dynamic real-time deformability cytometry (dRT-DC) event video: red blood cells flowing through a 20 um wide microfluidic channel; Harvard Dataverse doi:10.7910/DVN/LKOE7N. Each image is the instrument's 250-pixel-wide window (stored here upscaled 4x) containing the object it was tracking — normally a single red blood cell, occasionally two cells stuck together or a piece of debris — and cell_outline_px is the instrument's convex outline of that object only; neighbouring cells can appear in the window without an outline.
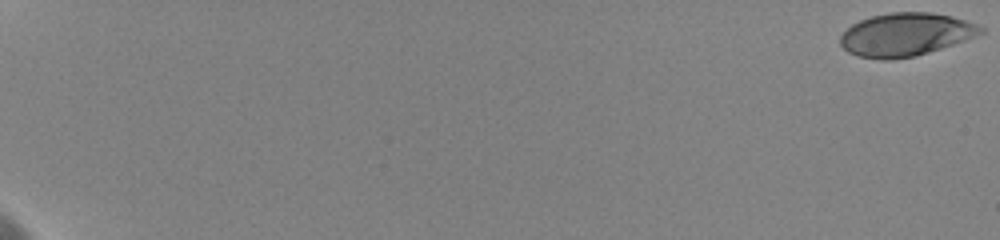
{"species": "human", "species_latin": "Homo sapiens", "temperature_condition": "cold", "stored_images_in_passage": 16, "camera_frame_rate_fps": 3000, "um_per_image_px": 0.085, "donor": {"sex": "female"}, "frame": {"image": 1, "passage_image": 1, "time_ms": 0.0, "image_size_px": [1000, 240], "cell_outline_px": [[984, 32], [952, 44], [916, 56], [888, 60], [880, 60], [856, 56], [848, 52], [840, 44], [840, 36], [852, 24], [860, 20], [872, 16], [892, 12], [932, 12], [952, 16], [976, 24], [984, 28]], "centroid_in_image_um": [76.94, 2.94], "position_along_channel_um": 8.1, "area_um2": 35.03}}
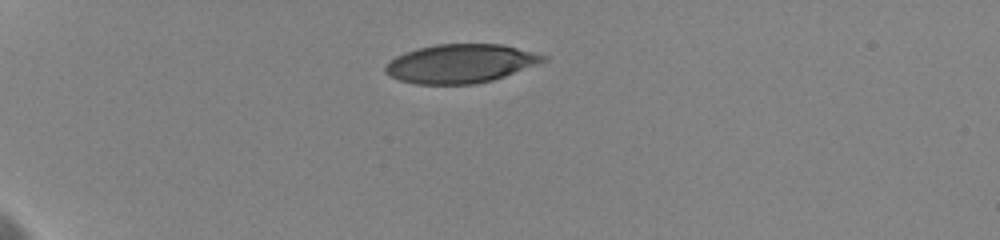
{"frame": {"image": 2, "passage_image": 7, "time_ms": 6.0, "image_size_px": [1000, 240], "cell_outline_px": [[548, 60], [504, 76], [492, 80], [472, 84], [416, 84], [400, 80], [384, 72], [384, 68], [396, 56], [404, 52], [416, 48], [436, 44], [500, 44], [548, 56]], "centroid_in_image_um": [39.13, 5.4], "position_along_channel_um": 45.9, "area_um2": 35.32}}